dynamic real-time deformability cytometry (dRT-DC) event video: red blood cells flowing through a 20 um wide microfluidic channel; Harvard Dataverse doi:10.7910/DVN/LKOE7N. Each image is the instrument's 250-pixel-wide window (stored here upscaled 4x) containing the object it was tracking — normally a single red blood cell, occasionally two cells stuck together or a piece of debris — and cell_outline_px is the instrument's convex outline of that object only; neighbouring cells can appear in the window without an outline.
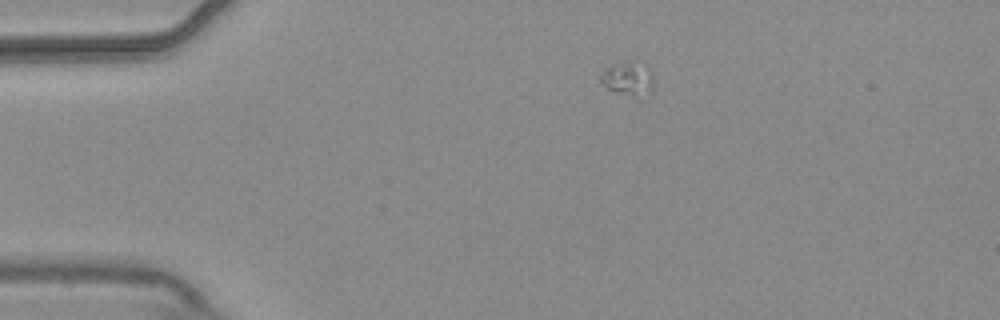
{"species": "common noctule bat (a hibernating species)", "species_latin": "Nyctalus noctula", "temperature_condition": "warm", "stored_images_in_passage": 3, "camera_frame_rate_fps": 3000, "um_per_image_px": 0.085, "animal": {"sex": "male", "body_mass_g": 20.4}, "frame": {"image": 1, "passage_image": 1, "time_ms": 0.0, "image_size_px": [1000, 320], "cell_outline_px": [[656, 84], [652, 88], [636, 96], [620, 92], [608, 88], [600, 84], [600, 72], [604, 68], [612, 64], [648, 64]], "centroid_in_image_um": [53.37, 6.66], "position_along_channel_um": 31.6, "area_um2": 10.0}}